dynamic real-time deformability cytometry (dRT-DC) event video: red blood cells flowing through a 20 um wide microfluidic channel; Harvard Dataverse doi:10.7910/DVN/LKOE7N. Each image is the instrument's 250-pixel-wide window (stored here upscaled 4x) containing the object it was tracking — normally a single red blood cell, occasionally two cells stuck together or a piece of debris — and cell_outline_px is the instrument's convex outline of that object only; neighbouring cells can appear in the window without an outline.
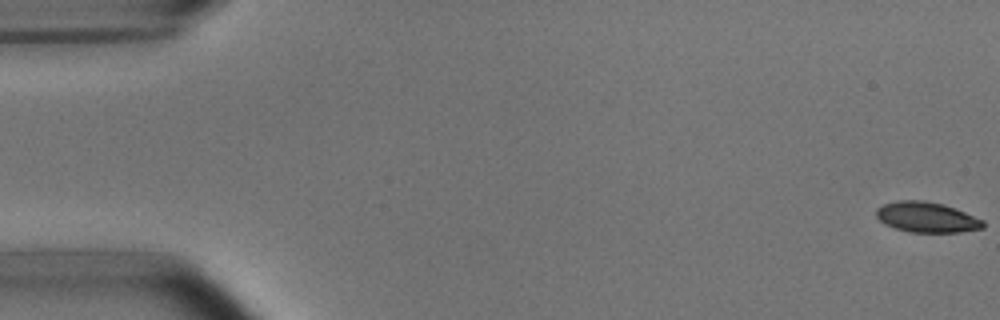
{"species": "common noctule bat (a hibernating species)", "species_latin": "Nyctalus noctula", "temperature_condition": "room temperature", "stored_images_in_passage": 7, "camera_frame_rate_fps": 3000, "um_per_image_px": 0.085, "animal": {"sex": "male", "body_mass_g": 15.6}, "frame": {"image": 1, "passage_image": 1, "time_ms": 0.0, "image_size_px": [1000, 320], "cell_outline_px": [[984, 228], [960, 232], [908, 232], [884, 224], [876, 216], [876, 208], [884, 204], [900, 200], [924, 200], [944, 204], [984, 220]], "centroid_in_image_um": [78.77, 18.46], "position_along_channel_um": 6.2, "area_um2": 18.9}}
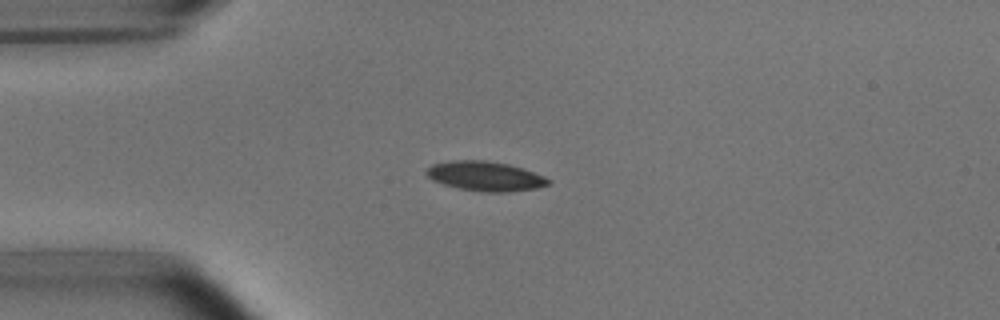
{"frame": {"image": 2, "passage_image": 5, "time_ms": 4.333, "image_size_px": [1000, 320], "cell_outline_px": [[552, 180], [548, 184], [536, 188], [508, 192], [484, 192], [460, 188], [444, 184], [432, 180], [424, 172], [432, 164], [452, 160], [484, 160], [508, 164], [544, 176]], "centroid_in_image_um": [41.22, 14.97], "position_along_channel_um": 43.8, "area_um2": 20.81}}
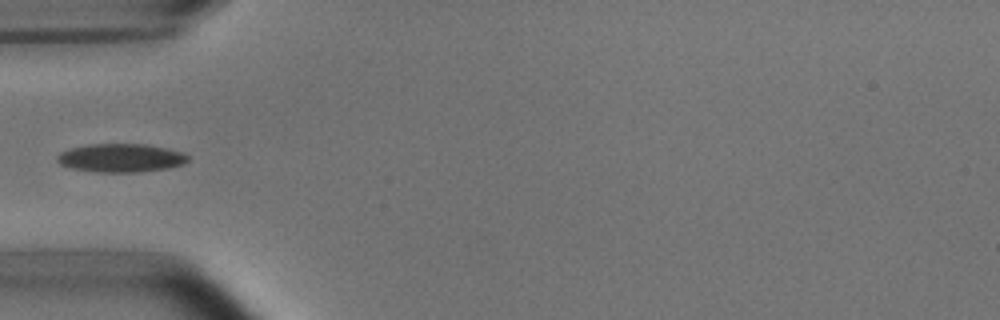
{"frame": {"image": 3, "passage_image": 6, "time_ms": 5.667, "image_size_px": [1000, 320], "cell_outline_px": [[188, 160], [184, 164], [168, 168], [136, 172], [92, 172], [72, 168], [60, 164], [56, 160], [56, 156], [60, 152], [72, 148], [88, 144], [148, 144], [184, 152], [188, 156]], "centroid_in_image_um": [10.27, 13.42], "position_along_channel_um": 74.7, "area_um2": 21.79}}